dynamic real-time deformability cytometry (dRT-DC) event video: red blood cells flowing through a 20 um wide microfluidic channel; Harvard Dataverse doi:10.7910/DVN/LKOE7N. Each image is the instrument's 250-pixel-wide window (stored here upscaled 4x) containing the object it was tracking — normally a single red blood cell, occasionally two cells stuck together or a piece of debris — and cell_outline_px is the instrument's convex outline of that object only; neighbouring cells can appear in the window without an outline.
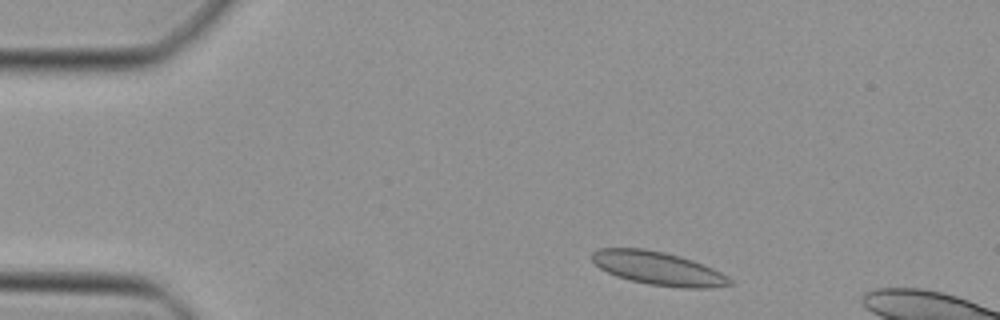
{"species": "Egyptian fruit bat (a non-hibernating species)", "species_latin": "Rousettus aegyptiacus", "temperature_condition": "cold", "stored_images_in_passage": 12, "camera_frame_rate_fps": 3000, "um_per_image_px": 0.085, "animal": {"sex": "female"}, "frame": {"image": 1, "passage_image": 3, "time_ms": 0.667, "image_size_px": [1000, 320], "cell_outline_px": [[736, 284], [712, 288], [684, 288], [648, 284], [616, 276], [600, 268], [592, 260], [592, 252], [600, 248], [644, 248], [664, 252], [680, 256], [692, 260], [712, 268], [728, 276]], "centroid_in_image_um": [55.98, 22.81], "position_along_channel_um": 29.0, "area_um2": 26.76}}
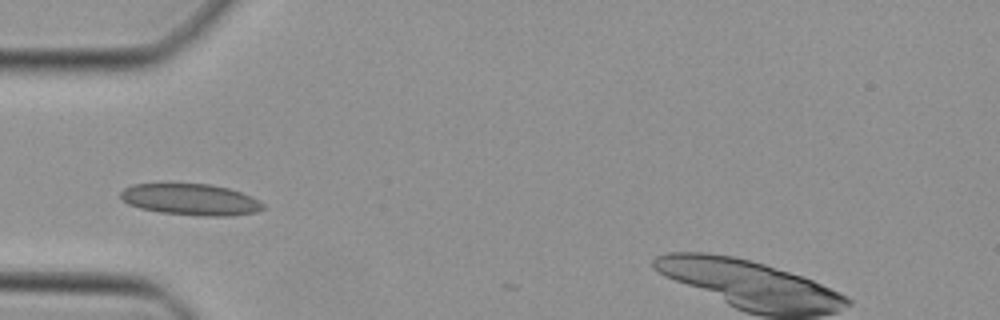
{"frame": {"image": 2, "passage_image": 10, "time_ms": 3.0, "image_size_px": [1000, 320], "cell_outline_px": [[264, 208], [256, 212], [232, 216], [200, 216], [160, 212], [140, 208], [128, 204], [120, 196], [120, 192], [124, 188], [132, 184], [168, 180], [212, 184], [228, 188], [252, 196], [264, 204]], "centroid_in_image_um": [16.15, 16.9], "position_along_channel_um": 68.9, "area_um2": 27.22}}